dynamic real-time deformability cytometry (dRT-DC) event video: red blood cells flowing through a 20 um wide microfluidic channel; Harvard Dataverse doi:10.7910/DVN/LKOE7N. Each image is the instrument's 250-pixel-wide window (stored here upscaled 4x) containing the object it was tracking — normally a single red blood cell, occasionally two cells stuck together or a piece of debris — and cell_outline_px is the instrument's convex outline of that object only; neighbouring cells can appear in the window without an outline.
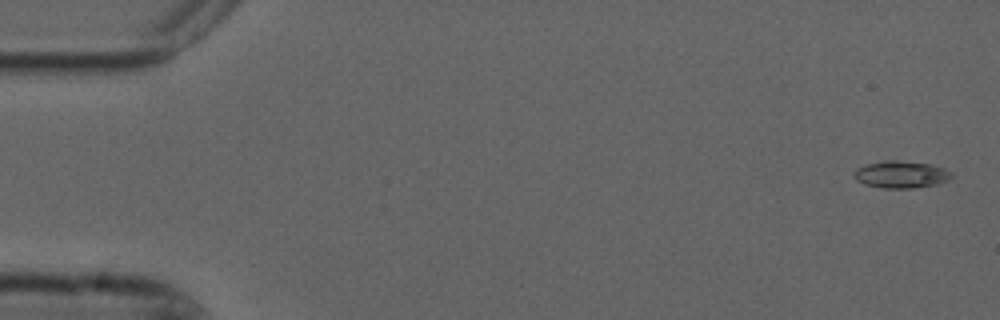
{"species": "common noctule bat (a hibernating species)", "species_latin": "Nyctalus noctula", "temperature_condition": "cold", "stored_images_in_passage": 7, "camera_frame_rate_fps": 3000, "um_per_image_px": 0.085, "animal": {"sex": "male", "forearm_length_mm": 52.5}, "frame": {"image": 1, "passage_image": 1, "time_ms": 0.0, "image_size_px": [1000, 320], "cell_outline_px": [[952, 176], [948, 180], [936, 184], [912, 188], [884, 188], [864, 184], [856, 180], [852, 176], [856, 168], [868, 164], [884, 160], [896, 160], [928, 164], [944, 168], [952, 172]], "centroid_in_image_um": [76.56, 14.83], "position_along_channel_um": 8.4, "area_um2": 15.32}}
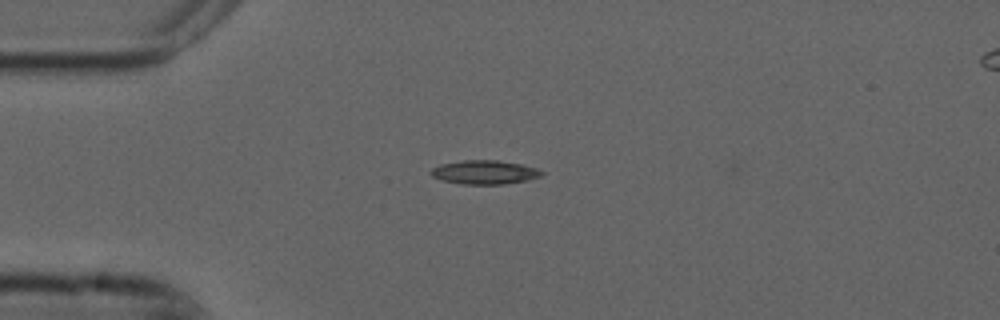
{"frame": {"image": 2, "passage_image": 5, "time_ms": 1.333, "image_size_px": [1000, 320], "cell_outline_px": [[544, 176], [528, 180], [504, 184], [460, 184], [440, 180], [432, 176], [428, 172], [432, 168], [440, 164], [464, 160], [496, 160], [520, 164], [536, 168], [544, 172]], "centroid_in_image_um": [41.17, 14.65], "position_along_channel_um": 43.8, "area_um2": 15.55}}
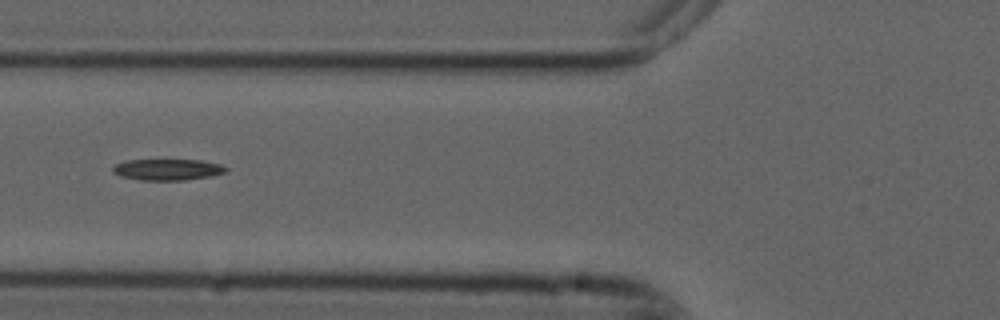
{"frame": {"image": 3, "passage_image": 7, "time_ms": 2.0, "image_size_px": [1000, 320], "cell_outline_px": [[228, 172], [212, 176], [184, 180], [140, 180], [120, 176], [112, 172], [112, 168], [116, 164], [128, 160], [200, 160], [220, 164], [228, 168]], "centroid_in_image_um": [14.27, 14.42], "position_along_channel_um": 111.5, "area_um2": 14.05}}